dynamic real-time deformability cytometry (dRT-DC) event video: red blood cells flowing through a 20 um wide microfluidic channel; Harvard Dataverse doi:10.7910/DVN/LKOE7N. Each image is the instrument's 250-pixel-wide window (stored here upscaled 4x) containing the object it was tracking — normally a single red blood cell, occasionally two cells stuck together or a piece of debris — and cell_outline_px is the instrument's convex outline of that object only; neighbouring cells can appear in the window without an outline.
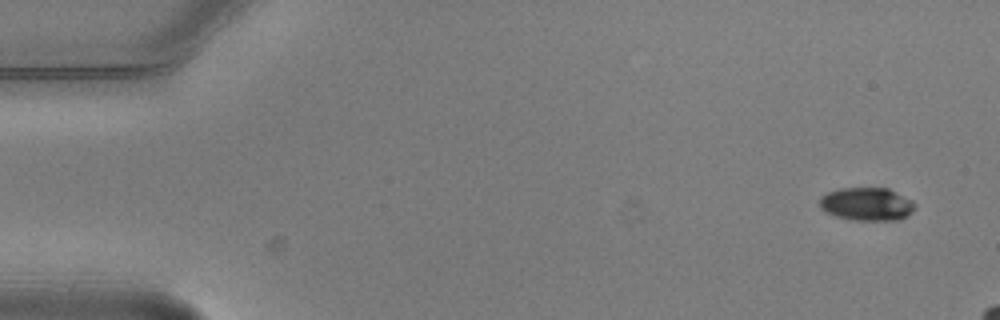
{"species": "common noctule bat (a hibernating species)", "species_latin": "Nyctalus noctula", "temperature_condition": "warm", "stored_images_in_passage": 4, "camera_frame_rate_fps": 3000, "um_per_image_px": 0.085, "animal": {"sex": "male", "body_mass_g": 20.5, "forearm_length_mm": 52.5}, "frame": {"image": 1, "passage_image": 1, "time_ms": 0.0, "image_size_px": [1000, 320], "cell_outline_px": [[916, 208], [908, 216], [900, 220], [852, 220], [836, 216], [824, 212], [820, 208], [820, 196], [828, 192], [840, 188], [888, 188], [912, 200], [916, 204]], "centroid_in_image_um": [73.69, 17.35], "position_along_channel_um": 11.3, "area_um2": 18.61}}